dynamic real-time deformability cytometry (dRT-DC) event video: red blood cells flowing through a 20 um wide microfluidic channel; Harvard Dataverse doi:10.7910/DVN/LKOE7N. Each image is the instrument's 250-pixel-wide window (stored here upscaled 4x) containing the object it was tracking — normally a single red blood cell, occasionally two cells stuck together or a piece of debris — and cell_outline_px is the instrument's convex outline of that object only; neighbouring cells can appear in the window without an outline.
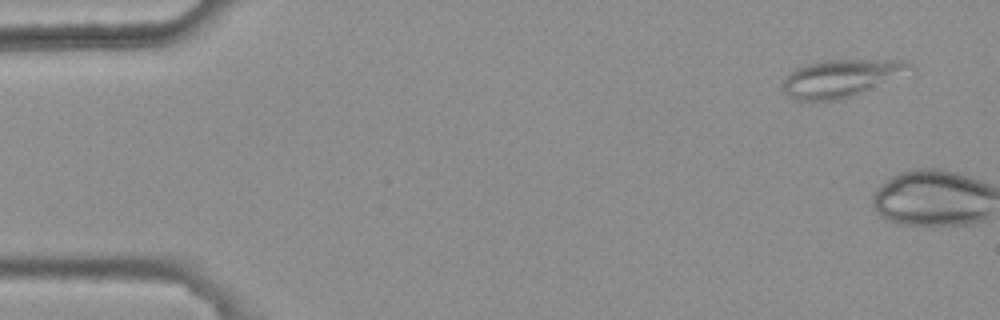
{"species": "common noctule bat (a hibernating species)", "species_latin": "Nyctalus noctula", "temperature_condition": "warm", "stored_images_in_passage": 5, "camera_frame_rate_fps": 3000, "um_per_image_px": 0.085, "animal": {"sex": "female", "body_mass_g": 25.1}, "frame": {"image": 1, "passage_image": 1, "time_ms": 0.0, "image_size_px": [1000, 320], "cell_outline_px": [[916, 72], [856, 96], [840, 100], [800, 100], [788, 96], [780, 88], [784, 80], [796, 68], [808, 64], [824, 60], [904, 60], [912, 64], [916, 68]], "centroid_in_image_um": [71.65, 6.66], "position_along_channel_um": 13.4, "area_um2": 28.55}}